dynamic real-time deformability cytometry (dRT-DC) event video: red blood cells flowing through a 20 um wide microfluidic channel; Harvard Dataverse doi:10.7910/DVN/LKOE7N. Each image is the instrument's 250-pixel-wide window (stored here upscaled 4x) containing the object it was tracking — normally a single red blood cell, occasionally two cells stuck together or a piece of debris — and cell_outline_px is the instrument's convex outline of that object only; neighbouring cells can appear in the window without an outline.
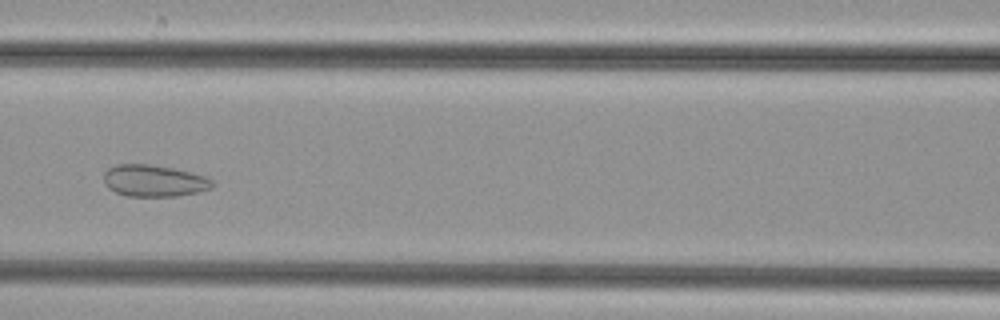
{"species": "common noctule bat (a hibernating species)", "species_latin": "Nyctalus noctula", "temperature_condition": "cold", "stored_images_in_passage": 47, "camera_frame_rate_fps": 3000, "um_per_image_px": 0.085, "animal": {"sex": "female", "body_mass_g": 29.2, "forearm_length_mm": 56.3}, "frame": {"image": 1, "passage_image": 18, "time_ms": 5.667, "image_size_px": [1000, 320], "cell_outline_px": [[216, 184], [212, 188], [196, 192], [176, 196], [128, 196], [116, 192], [108, 188], [104, 184], [104, 172], [108, 168], [116, 164], [148, 164], [176, 168], [208, 176]], "centroid_in_image_um": [13.12, 15.35], "position_along_channel_um": 153.5, "area_um2": 20.35}}
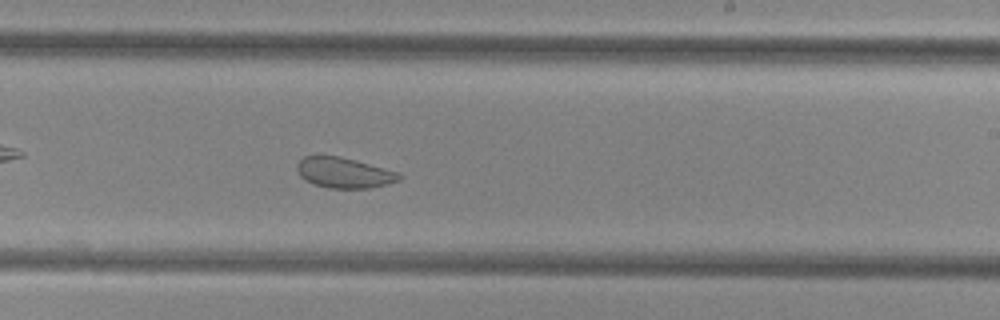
{"frame": {"image": 2, "passage_image": 26, "time_ms": 8.333, "image_size_px": [1000, 320], "cell_outline_px": [[404, 176], [400, 180], [388, 184], [368, 188], [328, 188], [316, 184], [300, 176], [296, 168], [296, 164], [304, 156], [340, 156], [356, 160], [400, 172]], "centroid_in_image_um": [29.3, 14.68], "position_along_channel_um": 259.7, "area_um2": 18.15}}
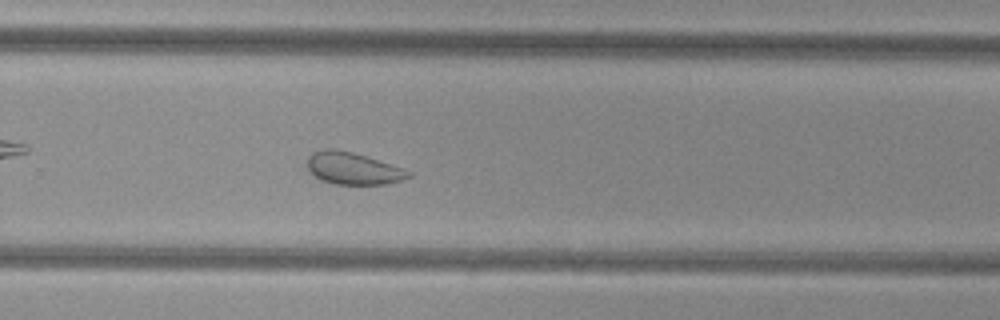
{"frame": {"image": 3, "passage_image": 29, "time_ms": 9.333, "image_size_px": [1000, 320], "cell_outline_px": [[412, 176], [388, 184], [336, 184], [320, 180], [308, 172], [308, 156], [312, 152], [324, 148], [336, 148], [352, 152], [404, 168], [412, 172]], "centroid_in_image_um": [29.98, 14.31], "position_along_channel_um": 299.8, "area_um2": 19.07}}